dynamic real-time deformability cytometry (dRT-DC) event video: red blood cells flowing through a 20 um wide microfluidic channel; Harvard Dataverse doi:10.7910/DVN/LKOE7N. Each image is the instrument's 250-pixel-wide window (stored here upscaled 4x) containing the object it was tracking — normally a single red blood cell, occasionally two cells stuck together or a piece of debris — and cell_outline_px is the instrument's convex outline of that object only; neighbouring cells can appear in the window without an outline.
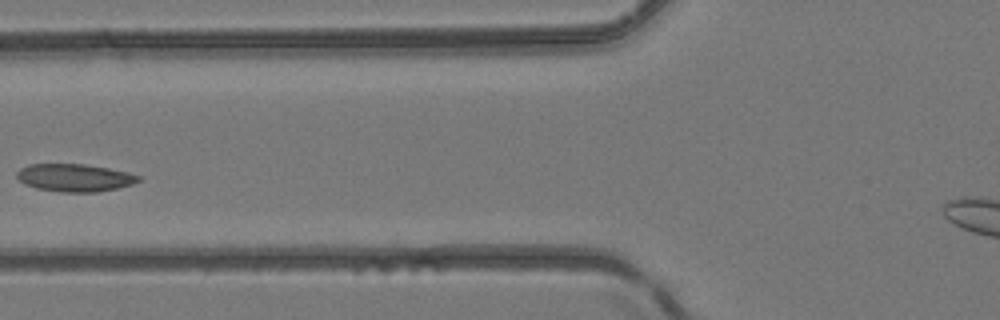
{"species": "common noctule bat (a hibernating species)", "species_latin": "Nyctalus noctula", "temperature_condition": "room temperature", "stored_images_in_passage": 3, "camera_frame_rate_fps": 3000, "um_per_image_px": 0.085, "animal": {"sex": "female", "body_mass_g": 24.6, "forearm_length_mm": 56.2}, "frame": {"image": 1, "passage_image": 3, "time_ms": 3.333, "image_size_px": [1000, 320], "cell_outline_px": [[140, 180], [132, 184], [116, 188], [96, 192], [60, 192], [36, 188], [24, 184], [16, 176], [16, 172], [20, 168], [28, 164], [84, 164], [108, 168], [128, 172], [140, 176]], "centroid_in_image_um": [6.31, 15.1], "position_along_channel_um": 119.5, "area_um2": 19.59}}